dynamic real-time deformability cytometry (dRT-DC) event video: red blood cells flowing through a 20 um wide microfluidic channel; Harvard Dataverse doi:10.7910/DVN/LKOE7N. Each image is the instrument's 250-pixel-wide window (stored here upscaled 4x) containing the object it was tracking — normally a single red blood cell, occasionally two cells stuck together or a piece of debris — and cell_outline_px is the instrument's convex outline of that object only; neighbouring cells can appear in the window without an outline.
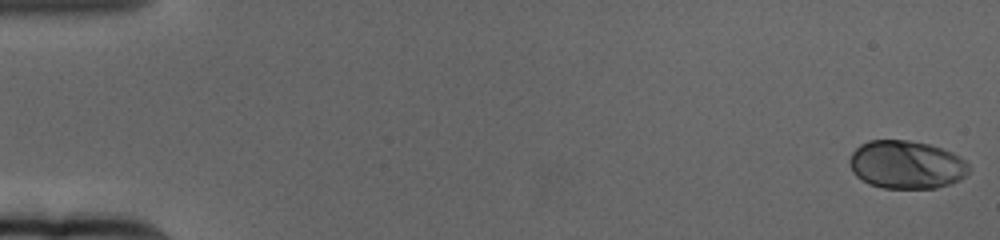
{"species": "human", "species_latin": "Homo sapiens", "temperature_condition": "cold", "stored_images_in_passage": 66, "camera_frame_rate_fps": 3000, "um_per_image_px": 0.085, "donor": {"sex": "female"}, "frame": {"image": 1, "passage_image": 1, "time_ms": 0.0, "image_size_px": [1000, 240], "cell_outline_px": [[968, 172], [960, 180], [952, 184], [936, 188], [884, 188], [868, 184], [856, 176], [852, 172], [848, 160], [852, 152], [860, 144], [868, 140], [908, 140], [928, 144], [952, 152], [960, 156], [968, 164]], "centroid_in_image_um": [77.02, 14.0], "position_along_channel_um": 8.0, "area_um2": 33.7}}
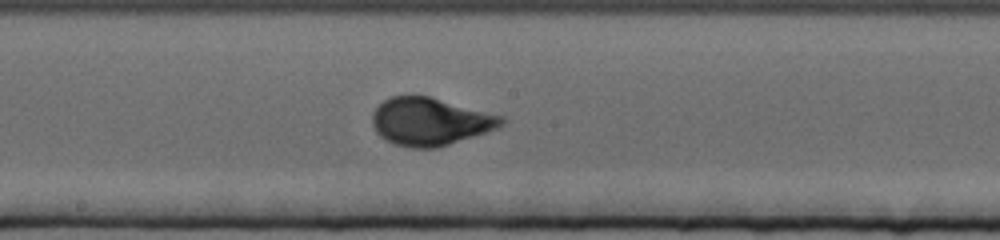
{"frame": {"image": 2, "passage_image": 36, "time_ms": 11.667, "image_size_px": [1000, 240], "cell_outline_px": [[504, 124], [496, 128], [436, 148], [412, 148], [396, 144], [384, 140], [376, 132], [372, 124], [372, 112], [384, 100], [392, 96], [428, 96], [504, 116]], "centroid_in_image_um": [36.52, 10.33], "position_along_channel_um": 211.7, "area_um2": 35.49}}
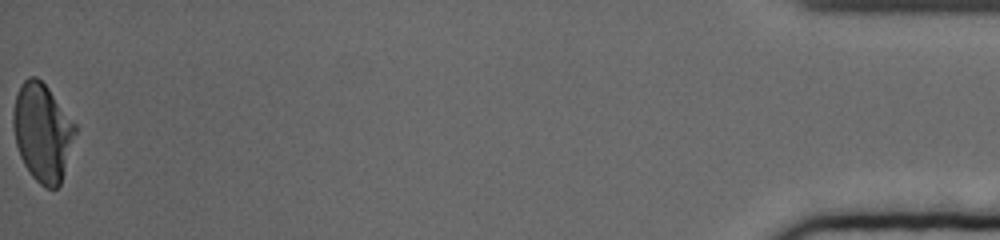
{"frame": {"image": 3, "passage_image": 66, "time_ms": 21.667, "image_size_px": [1000, 240], "cell_outline_px": [[76, 132], [60, 184], [56, 188], [44, 188], [28, 172], [20, 156], [16, 144], [12, 124], [12, 112], [16, 96], [20, 84], [28, 76], [36, 76], [48, 88], [76, 124]], "centroid_in_image_um": [3.58, 11.23], "position_along_channel_um": 431.6, "area_um2": 35.26}, "authors_computed_cell_mechanics": {"area_um2": 34.391, "velocity_mm_per_s": 3.1112, "shape_relaxation_time_tau1_ms": 3.821, "shape_relaxation_time_tau2_ms": null, "deformation_change_tau1": 0.1776, "deformation_change_tau2": null}}